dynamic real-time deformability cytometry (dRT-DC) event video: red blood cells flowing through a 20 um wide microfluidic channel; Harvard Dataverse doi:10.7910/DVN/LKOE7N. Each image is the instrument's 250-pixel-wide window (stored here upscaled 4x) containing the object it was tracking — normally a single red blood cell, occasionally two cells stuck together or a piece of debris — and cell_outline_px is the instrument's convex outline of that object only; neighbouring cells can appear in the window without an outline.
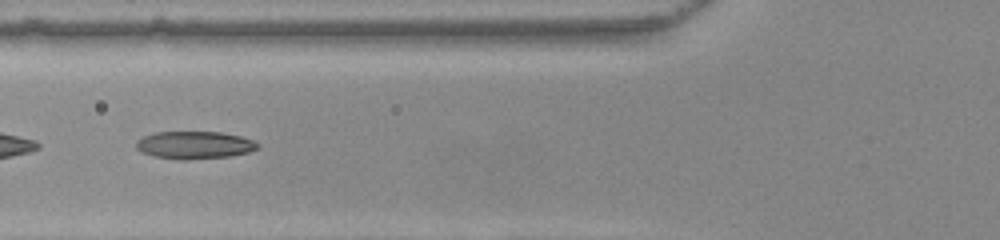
{"species": "common noctule bat (a hibernating species)", "species_latin": "Nyctalus noctula", "temperature_condition": "warm", "stored_images_in_passage": 51, "camera_frame_rate_fps": 3000, "um_per_image_px": 0.085, "animal": {"sex": "female", "body_mass_g": 22.0, "forearm_length_mm": 56.7}, "frame": {"image": 1, "passage_image": 19, "time_ms": 6.0, "image_size_px": [1000, 240], "cell_outline_px": [[260, 148], [248, 152], [228, 156], [188, 160], [176, 160], [152, 156], [140, 152], [136, 148], [136, 140], [144, 136], [156, 132], [220, 132], [240, 136], [252, 140], [260, 144]], "centroid_in_image_um": [16.5, 12.34], "position_along_channel_um": 109.3, "area_um2": 19.71}}
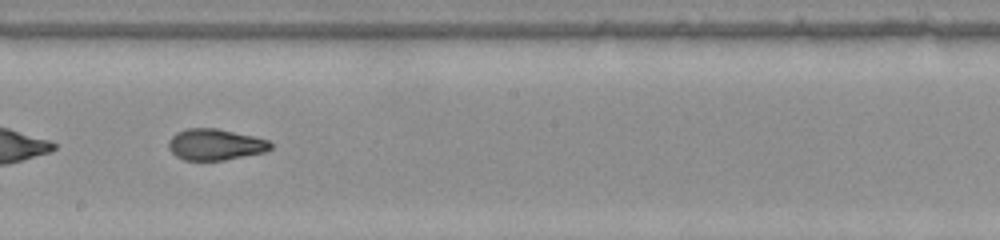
{"frame": {"image": 2, "passage_image": 28, "time_ms": 9.0, "image_size_px": [1000, 240], "cell_outline_px": [[272, 148], [268, 152], [224, 160], [184, 160], [176, 156], [168, 148], [168, 140], [176, 132], [188, 128], [216, 128], [252, 136], [268, 140], [272, 144]], "centroid_in_image_um": [18.3, 12.29], "position_along_channel_um": 229.9, "area_um2": 18.67}}
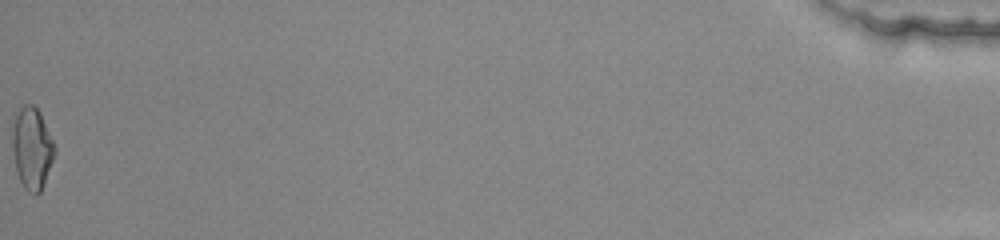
{"frame": {"image": 3, "passage_image": 51, "time_ms": 16.667, "image_size_px": [1000, 240], "cell_outline_px": [[56, 152], [40, 192], [36, 196], [32, 196], [24, 188], [16, 172], [12, 144], [12, 132], [16, 116], [20, 108], [24, 104], [32, 104], [40, 112], [56, 148]], "centroid_in_image_um": [2.72, 12.64], "position_along_channel_um": 432.5, "area_um2": 20.06}, "authors_computed_cell_mechanics": {"area_um2": 19.1896, "velocity_mm_per_s": 4.0202, "shape_relaxation_time_tau1_ms": null, "shape_relaxation_time_tau2_ms": 1.4648, "deformation_change_tau1": null, "deformation_change_tau2": 0.0742}}